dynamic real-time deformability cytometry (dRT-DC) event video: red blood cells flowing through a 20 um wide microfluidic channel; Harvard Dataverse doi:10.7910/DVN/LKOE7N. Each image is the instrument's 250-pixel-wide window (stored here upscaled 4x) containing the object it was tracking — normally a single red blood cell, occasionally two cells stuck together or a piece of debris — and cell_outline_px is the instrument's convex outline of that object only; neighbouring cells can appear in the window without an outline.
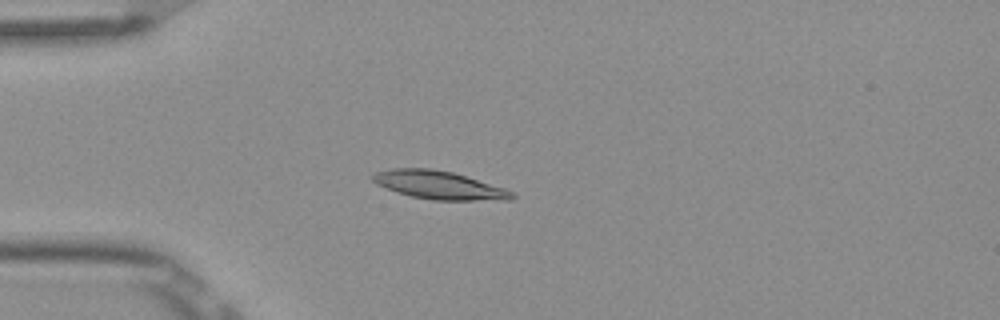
{"species": "Egyptian fruit bat (a non-hibernating species)", "species_latin": "Rousettus aegyptiacus", "temperature_condition": "room temperature", "stored_images_in_passage": 5, "camera_frame_rate_fps": 3000, "um_per_image_px": 0.085, "frame": {"image": 1, "passage_image": 5, "time_ms": 1.333, "image_size_px": [1000, 320], "cell_outline_px": [[516, 196], [512, 200], [432, 200], [412, 196], [396, 192], [376, 184], [372, 180], [372, 176], [376, 172], [392, 168], [432, 168], [452, 172], [504, 188], [512, 192]], "centroid_in_image_um": [37.3, 15.73], "position_along_channel_um": 47.7, "area_um2": 22.77}}